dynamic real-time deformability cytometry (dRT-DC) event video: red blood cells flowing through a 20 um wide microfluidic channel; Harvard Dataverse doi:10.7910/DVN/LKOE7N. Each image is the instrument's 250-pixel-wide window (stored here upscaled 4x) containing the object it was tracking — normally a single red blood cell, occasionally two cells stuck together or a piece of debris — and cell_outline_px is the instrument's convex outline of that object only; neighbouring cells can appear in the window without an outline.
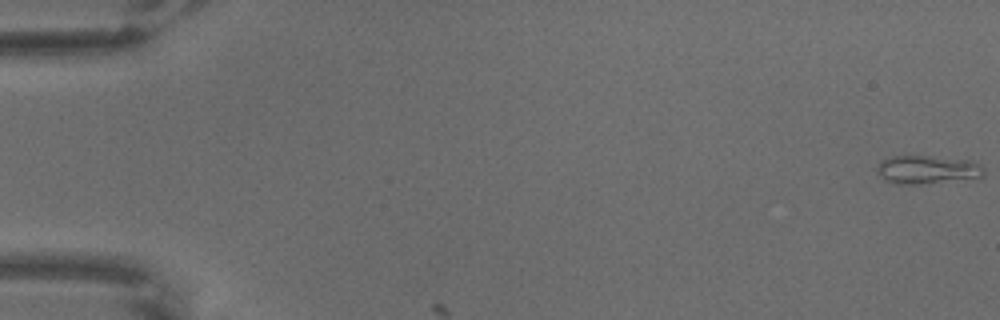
{"species": "common noctule bat (a hibernating species)", "species_latin": "Nyctalus noctula", "temperature_condition": "warm", "stored_images_in_passage": 5, "camera_frame_rate_fps": 3000, "um_per_image_px": 0.085, "animal": {"sex": "male", "body_mass_g": 18.8}, "frame": {"image": 1, "passage_image": 1, "time_ms": 0.0, "image_size_px": [1000, 320], "cell_outline_px": [[984, 176], [920, 184], [896, 184], [884, 180], [876, 172], [876, 168], [880, 160], [892, 156], [928, 156], [972, 160], [980, 164], [984, 168]], "centroid_in_image_um": [78.77, 14.41], "position_along_channel_um": 6.2, "area_um2": 17.69}}